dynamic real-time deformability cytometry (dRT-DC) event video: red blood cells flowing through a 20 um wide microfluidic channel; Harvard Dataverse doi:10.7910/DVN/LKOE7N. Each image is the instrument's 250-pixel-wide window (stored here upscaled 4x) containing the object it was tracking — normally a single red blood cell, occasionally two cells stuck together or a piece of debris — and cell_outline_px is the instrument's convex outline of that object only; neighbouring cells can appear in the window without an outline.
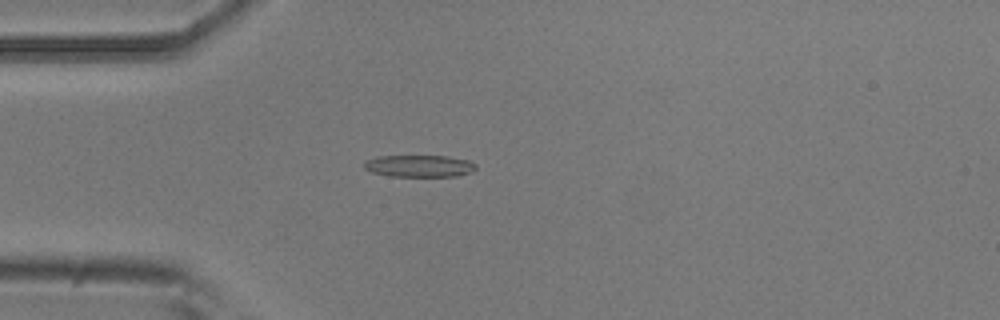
{"species": "common noctule bat (a hibernating species)", "species_latin": "Nyctalus noctula", "temperature_condition": "room temperature", "stored_images_in_passage": 2, "camera_frame_rate_fps": 3000, "um_per_image_px": 0.085, "animal": {"sex": "male", "body_mass_g": 20.5, "forearm_length_mm": 52.5}, "frame": {"image": 1, "passage_image": 1, "time_ms": 0.0, "image_size_px": [1000, 320], "cell_outline_px": [[476, 168], [472, 172], [456, 176], [388, 176], [372, 172], [364, 168], [364, 160], [376, 156], [448, 156], [468, 160], [476, 164]], "centroid_in_image_um": [35.62, 14.1], "position_along_channel_um": 49.4, "area_um2": 14.39}}